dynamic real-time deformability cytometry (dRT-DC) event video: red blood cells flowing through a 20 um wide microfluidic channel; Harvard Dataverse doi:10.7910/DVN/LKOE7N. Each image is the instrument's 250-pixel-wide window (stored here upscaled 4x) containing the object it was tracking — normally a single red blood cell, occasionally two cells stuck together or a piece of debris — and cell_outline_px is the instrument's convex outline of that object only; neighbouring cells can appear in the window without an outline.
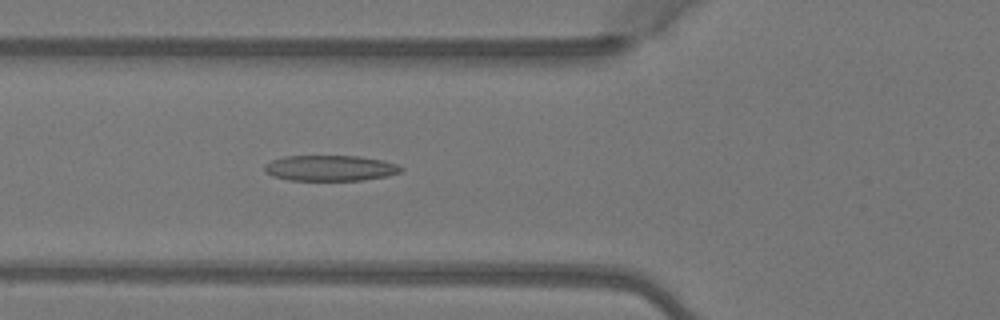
{"species": "Egyptian fruit bat (a non-hibernating species)", "species_latin": "Rousettus aegyptiacus", "temperature_condition": "warm", "stored_images_in_passage": 4, "camera_frame_rate_fps": 3000, "um_per_image_px": 0.085, "animal": {"sex": "female"}, "frame": {"image": 1, "passage_image": 4, "time_ms": 1.0, "image_size_px": [1000, 320], "cell_outline_px": [[404, 168], [400, 172], [388, 176], [364, 180], [288, 180], [272, 176], [264, 172], [264, 164], [272, 160], [284, 156], [360, 156], [384, 160], [396, 164]], "centroid_in_image_um": [28.06, 14.29], "position_along_channel_um": 97.7, "area_um2": 20.58}}